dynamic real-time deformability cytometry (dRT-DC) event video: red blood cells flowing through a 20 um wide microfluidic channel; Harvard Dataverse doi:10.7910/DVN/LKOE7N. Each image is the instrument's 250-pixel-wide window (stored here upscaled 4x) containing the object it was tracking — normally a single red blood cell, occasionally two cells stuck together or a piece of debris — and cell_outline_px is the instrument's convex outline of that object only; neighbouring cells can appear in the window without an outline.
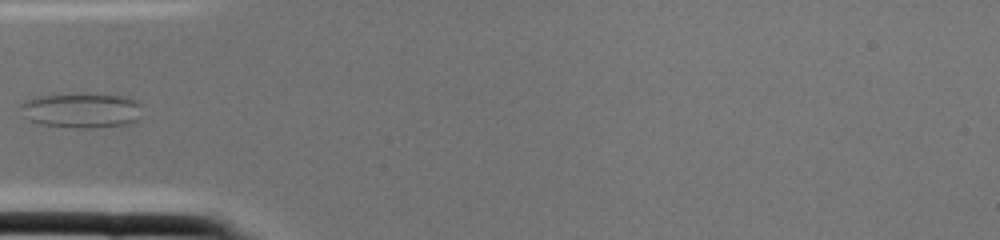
{"species": "common noctule bat (a hibernating species)", "species_latin": "Nyctalus noctula", "temperature_condition": "cold", "stored_images_in_passage": 2, "camera_frame_rate_fps": 3000, "um_per_image_px": 0.085, "animal": {"sex": "female", "body_mass_g": 22.0, "forearm_length_mm": 56.7}, "frame": {"image": 1, "passage_image": 2, "time_ms": 0.333, "image_size_px": [1000, 240], "cell_outline_px": [[140, 104], [136, 120], [132, 124], [96, 128], [80, 128], [40, 124], [28, 120], [24, 116], [20, 104], [28, 100], [40, 96], [128, 96], [136, 100]], "centroid_in_image_um": [6.94, 9.43], "position_along_channel_um": 78.1, "area_um2": 23.87}}